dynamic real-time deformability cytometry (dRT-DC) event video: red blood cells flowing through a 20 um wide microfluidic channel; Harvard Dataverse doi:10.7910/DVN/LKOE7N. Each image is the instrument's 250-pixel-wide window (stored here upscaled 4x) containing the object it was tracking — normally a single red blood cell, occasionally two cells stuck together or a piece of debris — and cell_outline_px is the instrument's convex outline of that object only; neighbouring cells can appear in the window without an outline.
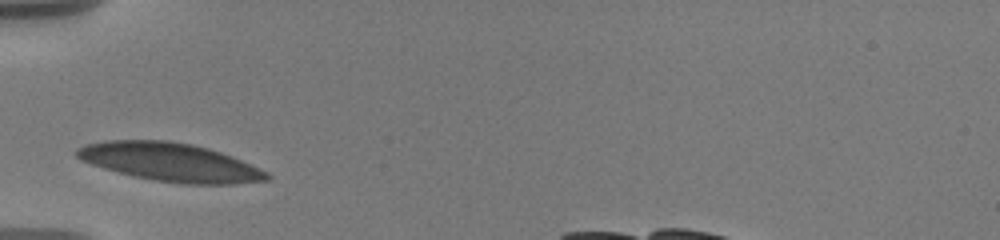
{"species": "human", "species_latin": "Homo sapiens", "temperature_condition": "warm", "stored_images_in_passage": 8, "camera_frame_rate_fps": 3000, "um_per_image_px": 0.085, "donor": {"sex": "male"}, "frame": {"image": 1, "passage_image": 1, "time_ms": 0.0, "image_size_px": [1000, 240], "cell_outline_px": [[272, 176], [268, 180], [232, 184], [180, 184], [156, 180], [116, 172], [80, 160], [72, 152], [76, 148], [84, 144], [108, 140], [168, 140], [192, 144], [208, 148], [232, 156], [268, 172]], "centroid_in_image_um": [14.44, 13.77], "position_along_channel_um": 70.6, "area_um2": 42.6}}
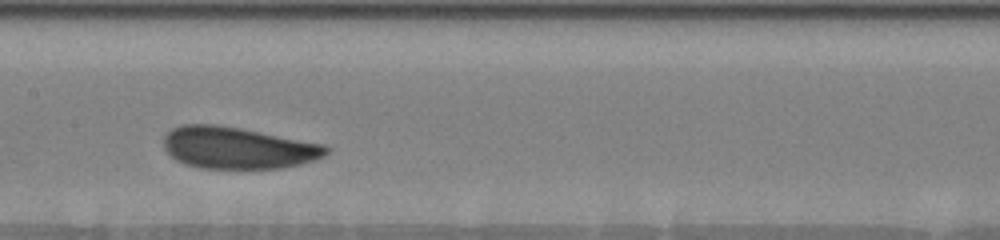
{"frame": {"image": 2, "passage_image": 4, "time_ms": 3.333, "image_size_px": [1000, 240], "cell_outline_px": [[328, 152], [324, 156], [300, 164], [280, 168], [200, 168], [184, 164], [176, 160], [164, 148], [164, 136], [172, 128], [180, 124], [216, 124], [240, 128], [324, 144], [328, 148]], "centroid_in_image_um": [20.17, 12.56], "position_along_channel_um": 187.2, "area_um2": 39.42}}
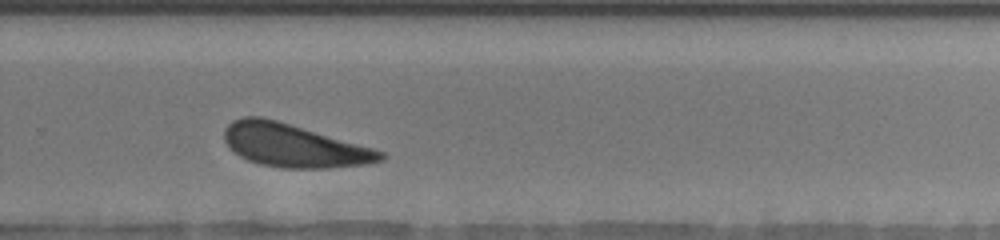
{"frame": {"image": 3, "passage_image": 7, "time_ms": 6.667, "image_size_px": [1000, 240], "cell_outline_px": [[388, 156], [384, 160], [368, 164], [328, 168], [280, 168], [260, 164], [248, 160], [240, 156], [228, 148], [224, 140], [224, 128], [232, 120], [244, 116], [260, 116], [276, 120], [372, 148], [384, 152]], "centroid_in_image_um": [24.94, 12.38], "position_along_channel_um": 304.9, "area_um2": 39.19}}